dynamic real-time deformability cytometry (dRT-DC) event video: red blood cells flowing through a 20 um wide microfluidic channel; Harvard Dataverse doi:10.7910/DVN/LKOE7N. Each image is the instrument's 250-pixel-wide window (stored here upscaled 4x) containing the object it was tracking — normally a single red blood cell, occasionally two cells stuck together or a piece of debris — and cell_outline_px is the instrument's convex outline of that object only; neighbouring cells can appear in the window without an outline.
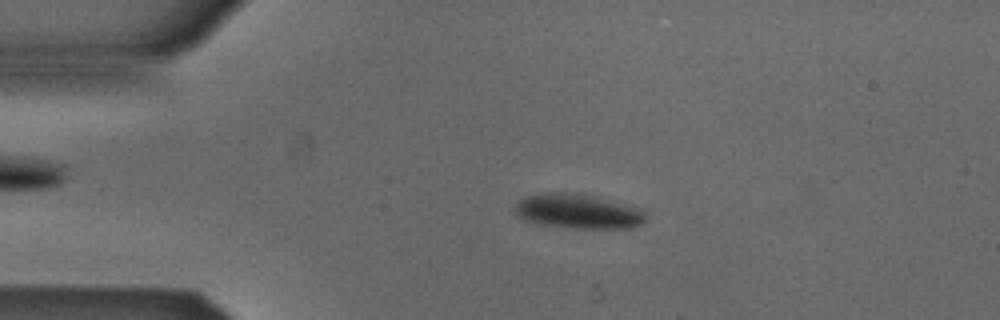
{"species": "Egyptian fruit bat (a non-hibernating species)", "species_latin": "Rousettus aegyptiacus", "temperature_condition": "cold", "stored_images_in_passage": 52, "camera_frame_rate_fps": 3000, "um_per_image_px": 0.085, "animal": {"sex": "male"}, "frame": {"image": 1, "passage_image": 11, "time_ms": 3.333, "image_size_px": [1000, 320], "cell_outline_px": [[644, 220], [640, 224], [632, 228], [576, 228], [540, 224], [524, 220], [516, 216], [512, 212], [512, 208], [524, 196], [540, 192], [568, 192], [592, 196], [644, 208]], "centroid_in_image_um": [49.07, 17.95], "position_along_channel_um": 35.9, "area_um2": 26.65}}
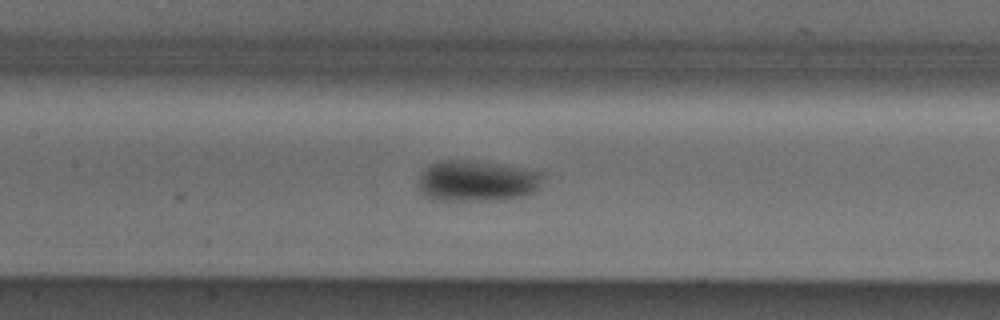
{"frame": {"image": 2, "passage_image": 24, "time_ms": 7.667, "image_size_px": [1000, 320], "cell_outline_px": [[544, 180], [540, 188], [536, 192], [524, 196], [496, 200], [440, 200], [424, 196], [416, 188], [416, 180], [420, 172], [428, 164], [436, 160], [476, 160], [524, 168], [544, 172]], "centroid_in_image_um": [40.51, 15.36], "position_along_channel_um": 166.9, "area_um2": 30.75}}
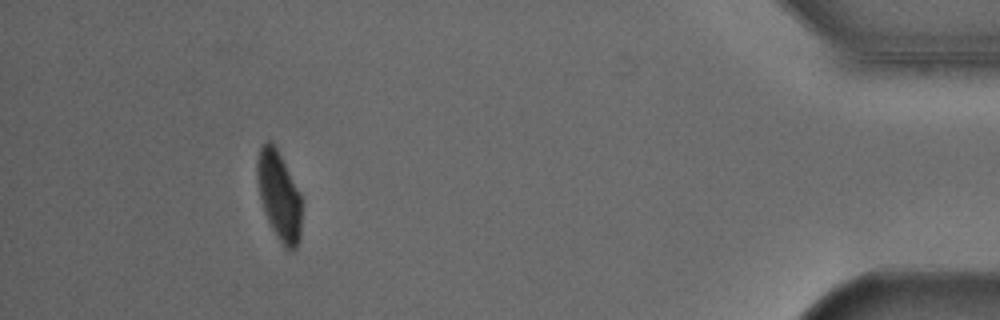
{"frame": {"image": 3, "passage_image": 48, "time_ms": 15.667, "image_size_px": [1000, 320], "cell_outline_px": [[300, 236], [296, 248], [292, 252], [288, 252], [284, 248], [272, 228], [268, 220], [260, 196], [256, 176], [256, 164], [260, 148], [268, 140], [272, 140], [300, 192]], "centroid_in_image_um": [23.71, 16.65], "position_along_channel_um": 411.5, "area_um2": 22.77}, "authors_computed_cell_mechanics": {"area_um2": 26.5013, "velocity_mm_per_s": 3.8556, "shape_relaxation_time_tau1_ms": 5.7724, "shape_relaxation_time_tau2_ms": null, "deformation_change_tau1": 0.1008, "deformation_change_tau2": null}}